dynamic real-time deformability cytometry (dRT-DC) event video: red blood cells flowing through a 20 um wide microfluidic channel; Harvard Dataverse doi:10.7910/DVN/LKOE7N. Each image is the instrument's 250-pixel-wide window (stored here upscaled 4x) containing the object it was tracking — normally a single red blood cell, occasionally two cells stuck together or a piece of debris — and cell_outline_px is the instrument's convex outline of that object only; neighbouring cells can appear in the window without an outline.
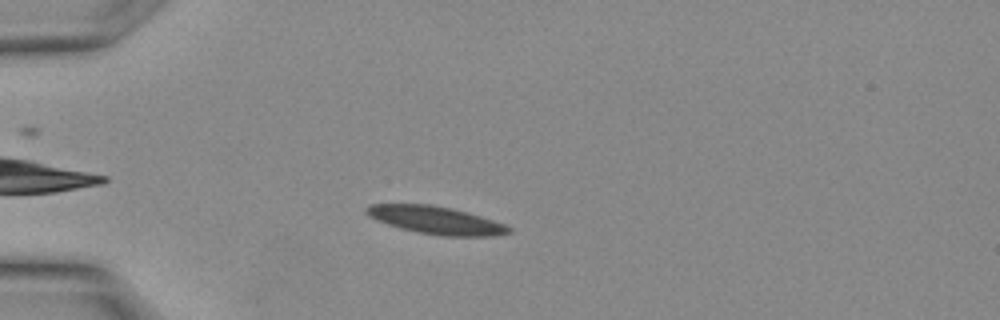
{"species": "Egyptian fruit bat (a non-hibernating species)", "species_latin": "Rousettus aegyptiacus", "temperature_condition": "warm", "stored_images_in_passage": 15, "camera_frame_rate_fps": 3000, "um_per_image_px": 0.085, "animal": {"sex": "female"}, "frame": {"image": 1, "passage_image": 4, "time_ms": 1.0, "image_size_px": [1000, 320], "cell_outline_px": [[512, 232], [492, 236], [444, 236], [420, 232], [388, 224], [368, 216], [364, 212], [364, 208], [368, 204], [432, 204], [452, 208], [468, 212], [504, 224], [512, 228]], "centroid_in_image_um": [37.05, 18.7], "position_along_channel_um": 48.0, "area_um2": 22.83}}
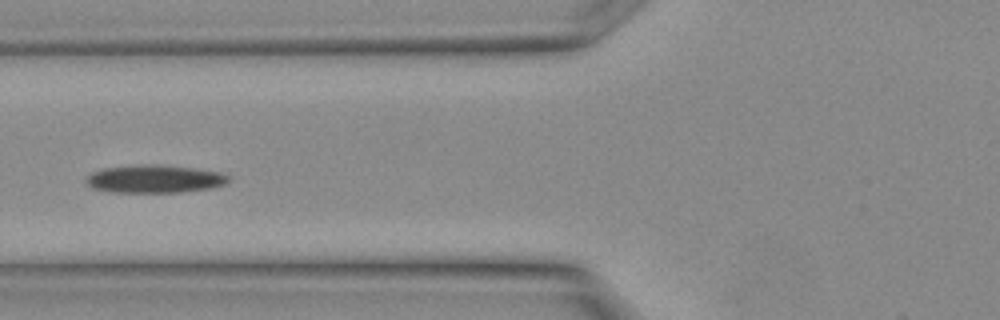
{"frame": {"image": 2, "passage_image": 8, "time_ms": 2.333, "image_size_px": [1000, 320], "cell_outline_px": [[228, 180], [224, 184], [212, 188], [180, 192], [112, 192], [92, 188], [84, 180], [92, 172], [104, 168], [140, 164], [160, 164], [196, 168], [220, 172], [228, 176]], "centroid_in_image_um": [13.13, 15.2], "position_along_channel_um": 112.7, "area_um2": 23.24}}
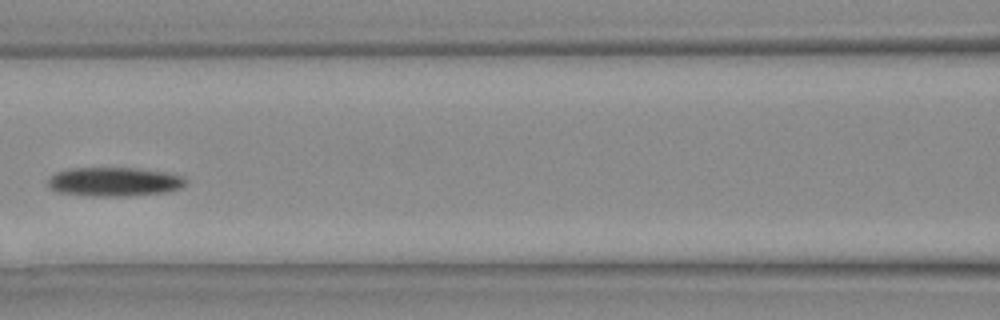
{"frame": {"image": 3, "passage_image": 10, "time_ms": 3.0, "image_size_px": [1000, 320], "cell_outline_px": [[188, 184], [180, 188], [168, 192], [124, 196], [92, 196], [56, 192], [48, 184], [48, 180], [56, 172], [68, 168], [140, 168], [164, 172], [184, 176], [188, 180]], "centroid_in_image_um": [9.76, 15.45], "position_along_channel_um": 156.8, "area_um2": 23.47}}